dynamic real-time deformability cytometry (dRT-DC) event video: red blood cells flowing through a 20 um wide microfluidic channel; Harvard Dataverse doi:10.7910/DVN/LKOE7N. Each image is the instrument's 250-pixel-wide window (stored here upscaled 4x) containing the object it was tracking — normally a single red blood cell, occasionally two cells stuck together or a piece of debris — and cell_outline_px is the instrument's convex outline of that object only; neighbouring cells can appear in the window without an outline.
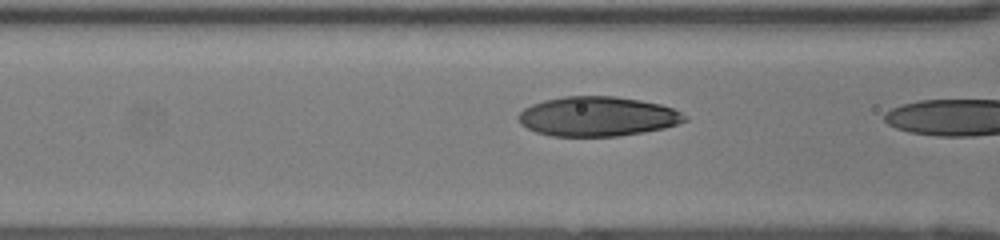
{"species": "human", "species_latin": "Homo sapiens", "temperature_condition": "room temperature", "stored_images_in_passage": 7, "camera_frame_rate_fps": 3000, "um_per_image_px": 0.085, "donor": {"sex": "female"}, "frame": {"image": 1, "passage_image": 6, "time_ms": 1.667, "image_size_px": [1000, 240], "cell_outline_px": [[688, 120], [664, 128], [644, 132], [616, 136], [552, 136], [536, 132], [520, 124], [516, 116], [524, 108], [532, 104], [544, 100], [564, 96], [616, 96], [640, 100], [660, 104], [672, 108], [688, 116]], "centroid_in_image_um": [50.77, 9.89], "position_along_channel_um": 115.8, "area_um2": 38.49}}